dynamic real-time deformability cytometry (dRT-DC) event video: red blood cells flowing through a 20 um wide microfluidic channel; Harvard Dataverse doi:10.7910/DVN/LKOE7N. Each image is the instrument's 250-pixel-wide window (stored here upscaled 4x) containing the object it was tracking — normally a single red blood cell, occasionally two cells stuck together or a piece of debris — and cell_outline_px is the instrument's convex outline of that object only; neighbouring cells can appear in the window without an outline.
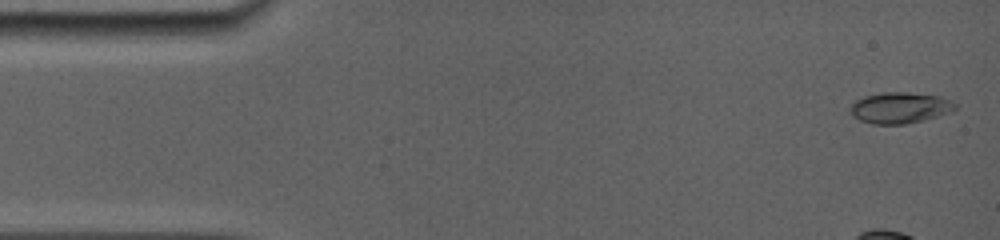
{"species": "common noctule bat (a hibernating species)", "species_latin": "Nyctalus noctula", "temperature_condition": "room temperature", "stored_images_in_passage": 11, "camera_frame_rate_fps": 5000, "um_per_image_px": 0.085, "animal": {"sex": "female", "body_mass_g": 19.0, "forearm_length_mm": 56.7}, "frame": {"image": 1, "passage_image": 1, "time_ms": 0.0, "image_size_px": [1000, 240], "cell_outline_px": [[956, 108], [952, 112], [904, 124], [872, 124], [860, 120], [852, 116], [848, 112], [852, 104], [856, 100], [864, 96], [884, 92], [908, 92], [940, 96], [956, 104]], "centroid_in_image_um": [76.45, 9.15], "position_along_channel_um": 8.5, "area_um2": 18.9}}